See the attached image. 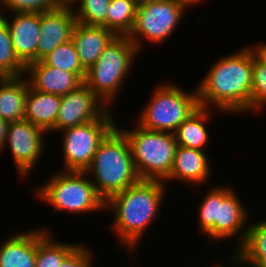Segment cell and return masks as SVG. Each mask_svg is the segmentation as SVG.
Wrapping results in <instances>:
<instances>
[{
	"mask_svg": "<svg viewBox=\"0 0 266 267\" xmlns=\"http://www.w3.org/2000/svg\"><path fill=\"white\" fill-rule=\"evenodd\" d=\"M165 188L164 181L139 180L106 201V209L109 207L115 213L110 226L129 251H135L146 228L156 218Z\"/></svg>",
	"mask_w": 266,
	"mask_h": 267,
	"instance_id": "7a4b0ae2",
	"label": "cell"
},
{
	"mask_svg": "<svg viewBox=\"0 0 266 267\" xmlns=\"http://www.w3.org/2000/svg\"><path fill=\"white\" fill-rule=\"evenodd\" d=\"M2 19L9 28L13 49L20 62L27 67L37 62V42L40 38V13H12ZM13 19V20H12ZM11 21V22H10Z\"/></svg>",
	"mask_w": 266,
	"mask_h": 267,
	"instance_id": "5bb4252c",
	"label": "cell"
},
{
	"mask_svg": "<svg viewBox=\"0 0 266 267\" xmlns=\"http://www.w3.org/2000/svg\"><path fill=\"white\" fill-rule=\"evenodd\" d=\"M79 244L63 259L58 267H92V253Z\"/></svg>",
	"mask_w": 266,
	"mask_h": 267,
	"instance_id": "4dcf8cb0",
	"label": "cell"
},
{
	"mask_svg": "<svg viewBox=\"0 0 266 267\" xmlns=\"http://www.w3.org/2000/svg\"><path fill=\"white\" fill-rule=\"evenodd\" d=\"M0 5H1L0 6L1 7L0 10L3 12V10H5L4 9V0H0ZM2 8H3V10H2ZM1 11H0V20L4 17L3 13Z\"/></svg>",
	"mask_w": 266,
	"mask_h": 267,
	"instance_id": "d590c367",
	"label": "cell"
},
{
	"mask_svg": "<svg viewBox=\"0 0 266 267\" xmlns=\"http://www.w3.org/2000/svg\"><path fill=\"white\" fill-rule=\"evenodd\" d=\"M42 61L47 66L76 73L84 81L86 69L80 62L75 44L72 40L57 46Z\"/></svg>",
	"mask_w": 266,
	"mask_h": 267,
	"instance_id": "d4e9b609",
	"label": "cell"
},
{
	"mask_svg": "<svg viewBox=\"0 0 266 267\" xmlns=\"http://www.w3.org/2000/svg\"><path fill=\"white\" fill-rule=\"evenodd\" d=\"M44 228L37 229V250L35 267H58L63 259L78 245L53 241ZM52 239H51V238Z\"/></svg>",
	"mask_w": 266,
	"mask_h": 267,
	"instance_id": "603a6c76",
	"label": "cell"
},
{
	"mask_svg": "<svg viewBox=\"0 0 266 267\" xmlns=\"http://www.w3.org/2000/svg\"><path fill=\"white\" fill-rule=\"evenodd\" d=\"M159 0H134L135 2V5L137 7H140V6H143V5H146V4H150L152 2H157Z\"/></svg>",
	"mask_w": 266,
	"mask_h": 267,
	"instance_id": "836d02e7",
	"label": "cell"
},
{
	"mask_svg": "<svg viewBox=\"0 0 266 267\" xmlns=\"http://www.w3.org/2000/svg\"><path fill=\"white\" fill-rule=\"evenodd\" d=\"M188 5L179 0H159L136 9L134 26L127 36L141 50V38L161 43L173 33Z\"/></svg>",
	"mask_w": 266,
	"mask_h": 267,
	"instance_id": "9c48e42d",
	"label": "cell"
},
{
	"mask_svg": "<svg viewBox=\"0 0 266 267\" xmlns=\"http://www.w3.org/2000/svg\"><path fill=\"white\" fill-rule=\"evenodd\" d=\"M115 36L111 30L103 26H89L76 22L71 40L74 42L80 62L86 70L96 62Z\"/></svg>",
	"mask_w": 266,
	"mask_h": 267,
	"instance_id": "e0dca14e",
	"label": "cell"
},
{
	"mask_svg": "<svg viewBox=\"0 0 266 267\" xmlns=\"http://www.w3.org/2000/svg\"><path fill=\"white\" fill-rule=\"evenodd\" d=\"M136 126L133 131H121L128 139L139 179L166 181L177 148L174 133L148 130L138 124Z\"/></svg>",
	"mask_w": 266,
	"mask_h": 267,
	"instance_id": "5b68a950",
	"label": "cell"
},
{
	"mask_svg": "<svg viewBox=\"0 0 266 267\" xmlns=\"http://www.w3.org/2000/svg\"><path fill=\"white\" fill-rule=\"evenodd\" d=\"M109 107L85 84L61 96L56 132L100 118Z\"/></svg>",
	"mask_w": 266,
	"mask_h": 267,
	"instance_id": "8fae6325",
	"label": "cell"
},
{
	"mask_svg": "<svg viewBox=\"0 0 266 267\" xmlns=\"http://www.w3.org/2000/svg\"><path fill=\"white\" fill-rule=\"evenodd\" d=\"M107 110L100 118L63 129L65 171L85 172L106 135L116 126Z\"/></svg>",
	"mask_w": 266,
	"mask_h": 267,
	"instance_id": "ba28073f",
	"label": "cell"
},
{
	"mask_svg": "<svg viewBox=\"0 0 266 267\" xmlns=\"http://www.w3.org/2000/svg\"><path fill=\"white\" fill-rule=\"evenodd\" d=\"M255 56L264 64H266V43L257 45L255 48L251 46Z\"/></svg>",
	"mask_w": 266,
	"mask_h": 267,
	"instance_id": "d6a6232c",
	"label": "cell"
},
{
	"mask_svg": "<svg viewBox=\"0 0 266 267\" xmlns=\"http://www.w3.org/2000/svg\"><path fill=\"white\" fill-rule=\"evenodd\" d=\"M205 151L177 145L174 163L167 180L201 184L209 178L210 161Z\"/></svg>",
	"mask_w": 266,
	"mask_h": 267,
	"instance_id": "2e32d148",
	"label": "cell"
},
{
	"mask_svg": "<svg viewBox=\"0 0 266 267\" xmlns=\"http://www.w3.org/2000/svg\"><path fill=\"white\" fill-rule=\"evenodd\" d=\"M84 175L88 174L79 171L55 173L47 183L38 187V198L53 205L55 211L65 210L74 214L106 208V202L98 194L91 178H84Z\"/></svg>",
	"mask_w": 266,
	"mask_h": 267,
	"instance_id": "8992f818",
	"label": "cell"
},
{
	"mask_svg": "<svg viewBox=\"0 0 266 267\" xmlns=\"http://www.w3.org/2000/svg\"><path fill=\"white\" fill-rule=\"evenodd\" d=\"M137 122L145 129L174 133L177 127L200 106L197 88L183 92L177 85L159 84Z\"/></svg>",
	"mask_w": 266,
	"mask_h": 267,
	"instance_id": "52a82bcc",
	"label": "cell"
},
{
	"mask_svg": "<svg viewBox=\"0 0 266 267\" xmlns=\"http://www.w3.org/2000/svg\"><path fill=\"white\" fill-rule=\"evenodd\" d=\"M28 78L0 77V118L7 122L24 119Z\"/></svg>",
	"mask_w": 266,
	"mask_h": 267,
	"instance_id": "ffe728a7",
	"label": "cell"
},
{
	"mask_svg": "<svg viewBox=\"0 0 266 267\" xmlns=\"http://www.w3.org/2000/svg\"><path fill=\"white\" fill-rule=\"evenodd\" d=\"M76 22L74 8L67 1L55 10L40 13L37 61H41L57 46L70 41Z\"/></svg>",
	"mask_w": 266,
	"mask_h": 267,
	"instance_id": "4fadbf2b",
	"label": "cell"
},
{
	"mask_svg": "<svg viewBox=\"0 0 266 267\" xmlns=\"http://www.w3.org/2000/svg\"><path fill=\"white\" fill-rule=\"evenodd\" d=\"M46 133L26 119L9 123L5 145H9L14 164L22 177L28 176L42 155Z\"/></svg>",
	"mask_w": 266,
	"mask_h": 267,
	"instance_id": "30bf717a",
	"label": "cell"
},
{
	"mask_svg": "<svg viewBox=\"0 0 266 267\" xmlns=\"http://www.w3.org/2000/svg\"><path fill=\"white\" fill-rule=\"evenodd\" d=\"M37 229L12 235L0 245V267H35Z\"/></svg>",
	"mask_w": 266,
	"mask_h": 267,
	"instance_id": "d6986e66",
	"label": "cell"
},
{
	"mask_svg": "<svg viewBox=\"0 0 266 267\" xmlns=\"http://www.w3.org/2000/svg\"><path fill=\"white\" fill-rule=\"evenodd\" d=\"M85 173L93 174L92 183L105 202L140 180L128 139L117 124L100 142Z\"/></svg>",
	"mask_w": 266,
	"mask_h": 267,
	"instance_id": "3957f363",
	"label": "cell"
},
{
	"mask_svg": "<svg viewBox=\"0 0 266 267\" xmlns=\"http://www.w3.org/2000/svg\"><path fill=\"white\" fill-rule=\"evenodd\" d=\"M66 0H4L10 13H43L59 8Z\"/></svg>",
	"mask_w": 266,
	"mask_h": 267,
	"instance_id": "f546056e",
	"label": "cell"
},
{
	"mask_svg": "<svg viewBox=\"0 0 266 267\" xmlns=\"http://www.w3.org/2000/svg\"><path fill=\"white\" fill-rule=\"evenodd\" d=\"M204 200L199 205L200 230L206 233L218 220L219 212V186L209 189Z\"/></svg>",
	"mask_w": 266,
	"mask_h": 267,
	"instance_id": "f1b7e54d",
	"label": "cell"
},
{
	"mask_svg": "<svg viewBox=\"0 0 266 267\" xmlns=\"http://www.w3.org/2000/svg\"><path fill=\"white\" fill-rule=\"evenodd\" d=\"M239 50L221 57L199 81V106L208 108L214 104L224 113L251 111L254 52L250 45Z\"/></svg>",
	"mask_w": 266,
	"mask_h": 267,
	"instance_id": "6da1fadb",
	"label": "cell"
},
{
	"mask_svg": "<svg viewBox=\"0 0 266 267\" xmlns=\"http://www.w3.org/2000/svg\"><path fill=\"white\" fill-rule=\"evenodd\" d=\"M138 52L127 36H115L96 62L86 70L84 83L107 107L121 91Z\"/></svg>",
	"mask_w": 266,
	"mask_h": 267,
	"instance_id": "277c9868",
	"label": "cell"
},
{
	"mask_svg": "<svg viewBox=\"0 0 266 267\" xmlns=\"http://www.w3.org/2000/svg\"><path fill=\"white\" fill-rule=\"evenodd\" d=\"M248 210L245 209L242 201L239 200L237 194L232 188L219 185V212L218 220L205 233L213 240L227 239L231 236L240 237L237 249L245 242L248 229L245 228L248 218ZM243 230L242 233H240Z\"/></svg>",
	"mask_w": 266,
	"mask_h": 267,
	"instance_id": "7c38bea8",
	"label": "cell"
},
{
	"mask_svg": "<svg viewBox=\"0 0 266 267\" xmlns=\"http://www.w3.org/2000/svg\"><path fill=\"white\" fill-rule=\"evenodd\" d=\"M29 85L39 91L56 95H66L77 89L84 81L73 72L47 66L42 60L26 67Z\"/></svg>",
	"mask_w": 266,
	"mask_h": 267,
	"instance_id": "9a60e30c",
	"label": "cell"
},
{
	"mask_svg": "<svg viewBox=\"0 0 266 267\" xmlns=\"http://www.w3.org/2000/svg\"><path fill=\"white\" fill-rule=\"evenodd\" d=\"M26 67L16 56L9 28L6 22L0 20V77L26 76Z\"/></svg>",
	"mask_w": 266,
	"mask_h": 267,
	"instance_id": "484cf974",
	"label": "cell"
},
{
	"mask_svg": "<svg viewBox=\"0 0 266 267\" xmlns=\"http://www.w3.org/2000/svg\"><path fill=\"white\" fill-rule=\"evenodd\" d=\"M209 108L199 107L192 115L184 120L174 132L177 145L204 151V146L209 142L208 121ZM203 148V149H202Z\"/></svg>",
	"mask_w": 266,
	"mask_h": 267,
	"instance_id": "7402d4cb",
	"label": "cell"
},
{
	"mask_svg": "<svg viewBox=\"0 0 266 267\" xmlns=\"http://www.w3.org/2000/svg\"><path fill=\"white\" fill-rule=\"evenodd\" d=\"M9 122L0 118V151L5 148Z\"/></svg>",
	"mask_w": 266,
	"mask_h": 267,
	"instance_id": "1f68e13d",
	"label": "cell"
},
{
	"mask_svg": "<svg viewBox=\"0 0 266 267\" xmlns=\"http://www.w3.org/2000/svg\"><path fill=\"white\" fill-rule=\"evenodd\" d=\"M179 1H181V2H183V3H185V4H187L188 6L189 5H194V4H198V3H200V2H203V1H205V0H179Z\"/></svg>",
	"mask_w": 266,
	"mask_h": 267,
	"instance_id": "e575fe53",
	"label": "cell"
},
{
	"mask_svg": "<svg viewBox=\"0 0 266 267\" xmlns=\"http://www.w3.org/2000/svg\"><path fill=\"white\" fill-rule=\"evenodd\" d=\"M61 103V96L33 89L28 82L24 119L44 131H56V118Z\"/></svg>",
	"mask_w": 266,
	"mask_h": 267,
	"instance_id": "ac0fdd59",
	"label": "cell"
},
{
	"mask_svg": "<svg viewBox=\"0 0 266 267\" xmlns=\"http://www.w3.org/2000/svg\"><path fill=\"white\" fill-rule=\"evenodd\" d=\"M136 9L134 0H111L107 9V29L116 36H128L134 26Z\"/></svg>",
	"mask_w": 266,
	"mask_h": 267,
	"instance_id": "cb8c5ba5",
	"label": "cell"
},
{
	"mask_svg": "<svg viewBox=\"0 0 266 267\" xmlns=\"http://www.w3.org/2000/svg\"><path fill=\"white\" fill-rule=\"evenodd\" d=\"M247 229L245 242L234 250L232 261L244 267H263L266 265V220L252 223Z\"/></svg>",
	"mask_w": 266,
	"mask_h": 267,
	"instance_id": "44dd1931",
	"label": "cell"
},
{
	"mask_svg": "<svg viewBox=\"0 0 266 267\" xmlns=\"http://www.w3.org/2000/svg\"><path fill=\"white\" fill-rule=\"evenodd\" d=\"M71 5L80 4L74 10L76 21L89 26H103L107 29V9L111 0H66ZM78 11V12H77ZM77 12V13H76Z\"/></svg>",
	"mask_w": 266,
	"mask_h": 267,
	"instance_id": "4316f807",
	"label": "cell"
},
{
	"mask_svg": "<svg viewBox=\"0 0 266 267\" xmlns=\"http://www.w3.org/2000/svg\"><path fill=\"white\" fill-rule=\"evenodd\" d=\"M266 106V64L254 54L253 77L251 88V110H263Z\"/></svg>",
	"mask_w": 266,
	"mask_h": 267,
	"instance_id": "83f0119b",
	"label": "cell"
}]
</instances>
